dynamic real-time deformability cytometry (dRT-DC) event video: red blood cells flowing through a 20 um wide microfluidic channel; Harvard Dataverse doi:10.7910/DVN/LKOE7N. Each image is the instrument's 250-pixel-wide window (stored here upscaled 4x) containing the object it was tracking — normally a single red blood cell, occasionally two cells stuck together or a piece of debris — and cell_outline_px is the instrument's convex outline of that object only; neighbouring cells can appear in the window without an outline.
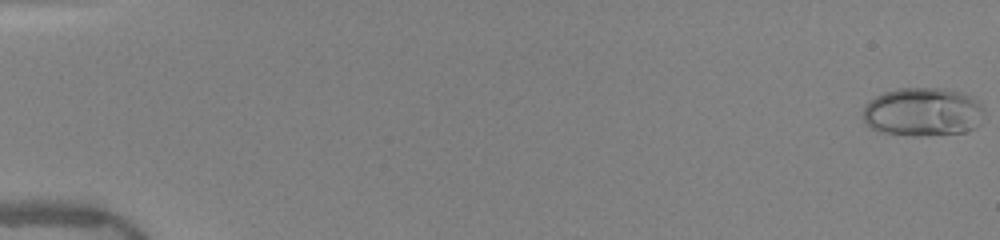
{"species": "human", "species_latin": "Homo sapiens", "temperature_condition": "warm", "stored_images_in_passage": 51, "camera_frame_rate_fps": 3000, "um_per_image_px": 0.085, "donor": {"sex": "female"}, "frame": {"image": 1, "passage_image": 1, "time_ms": 0.0, "image_size_px": [1000, 240], "cell_outline_px": [[984, 112], [980, 124], [976, 128], [964, 132], [920, 136], [916, 136], [880, 132], [872, 128], [864, 120], [864, 108], [868, 100], [884, 92], [900, 88], [944, 88], [964, 92], [972, 96], [984, 108]], "centroid_in_image_um": [78.48, 9.51], "position_along_channel_um": 6.5, "area_um2": 34.62}}
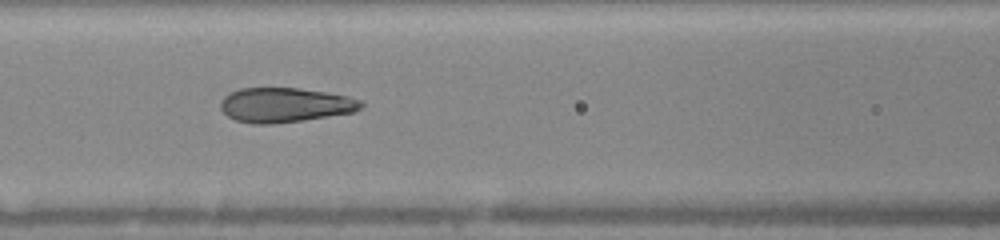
{"frame": {"image": 2, "passage_image": 24, "time_ms": 7.667, "image_size_px": [1000, 240], "cell_outline_px": [[364, 104], [360, 108], [352, 112], [304, 120], [272, 124], [252, 124], [236, 120], [228, 116], [220, 108], [220, 100], [224, 96], [240, 88], [296, 88], [324, 92], [348, 96], [360, 100]], "centroid_in_image_um": [24.19, 8.93], "position_along_channel_um": 142.4, "area_um2": 28.15}}
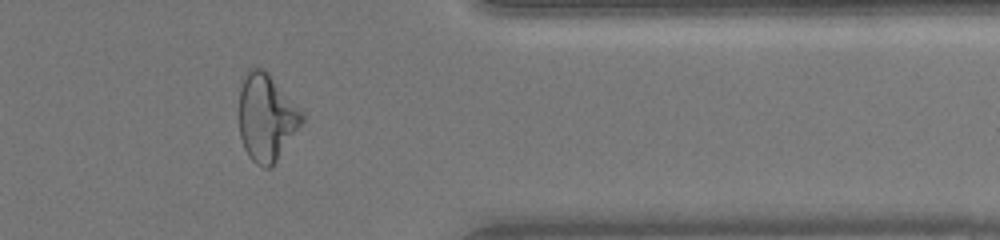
{"frame": {"image": 3, "passage_image": 43, "time_ms": 14.0, "image_size_px": [1000, 240], "cell_outline_px": [[304, 120], [276, 160], [268, 168], [264, 168], [256, 164], [248, 156], [244, 148], [240, 136], [240, 88], [244, 72], [248, 68], [260, 68], [268, 72], [304, 112]], "centroid_in_image_um": [22.64, 9.94], "position_along_channel_um": 388.8, "area_um2": 31.79}, "authors_computed_cell_mechanics": {"area_um2": 29.9982, "velocity_mm_per_s": 4.0472, "shape_relaxation_time_tau1_ms": 7.3945, "shape_relaxation_time_tau2_ms": null, "deformation_change_tau1": 0.2686, "deformation_change_tau2": null}}